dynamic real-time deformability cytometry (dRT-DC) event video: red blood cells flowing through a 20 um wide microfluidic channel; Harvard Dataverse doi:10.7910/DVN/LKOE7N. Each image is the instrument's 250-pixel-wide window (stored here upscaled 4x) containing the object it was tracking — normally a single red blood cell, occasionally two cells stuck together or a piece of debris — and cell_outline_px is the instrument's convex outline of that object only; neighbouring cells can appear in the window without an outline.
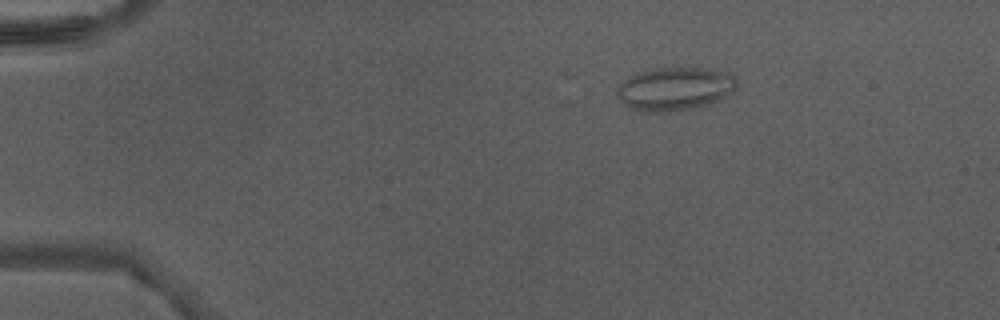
{"species": "Egyptian fruit bat (a non-hibernating species)", "species_latin": "Rousettus aegyptiacus", "temperature_condition": "warm", "stored_images_in_passage": 10, "camera_frame_rate_fps": 3000, "um_per_image_px": 0.085, "animal": {"sex": "male"}, "frame": {"image": 1, "passage_image": 1, "time_ms": 0.0, "image_size_px": [1000, 320], "cell_outline_px": [[736, 88], [728, 96], [720, 100], [708, 104], [692, 108], [668, 112], [648, 112], [632, 108], [624, 104], [616, 96], [616, 88], [628, 76], [636, 72], [648, 68], [708, 68], [732, 72], [736, 80]], "centroid_in_image_um": [57.36, 7.53], "position_along_channel_um": 27.6, "area_um2": 30.69}}